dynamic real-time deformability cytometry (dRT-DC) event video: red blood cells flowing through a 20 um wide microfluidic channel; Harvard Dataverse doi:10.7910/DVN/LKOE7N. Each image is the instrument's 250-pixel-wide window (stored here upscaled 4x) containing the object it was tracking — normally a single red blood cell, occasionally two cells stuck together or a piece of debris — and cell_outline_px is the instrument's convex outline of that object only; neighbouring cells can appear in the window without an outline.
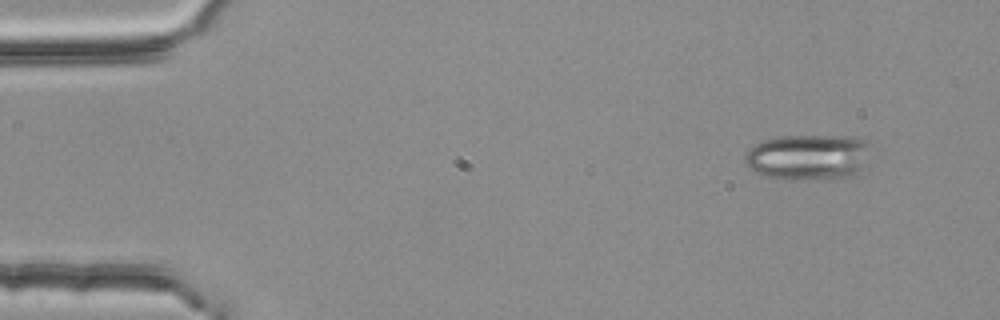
{"species": "common noctule bat (a hibernating species)", "species_latin": "Nyctalus noctula", "temperature_condition": "room temperature", "stored_images_in_passage": 2, "camera_frame_rate_fps": 3000, "um_per_image_px": 0.085, "animal": {"sex": "female", "body_mass_g": 25.1}, "frame": {"image": 1, "passage_image": 1, "time_ms": 0.0, "image_size_px": [1000, 320], "cell_outline_px": [[872, 144], [856, 168], [852, 172], [844, 176], [828, 180], [764, 176], [748, 168], [744, 164], [744, 152], [748, 148], [764, 140], [780, 136], [852, 136], [864, 140]], "centroid_in_image_um": [68.56, 13.31], "position_along_channel_um": 16.4, "area_um2": 32.71}}